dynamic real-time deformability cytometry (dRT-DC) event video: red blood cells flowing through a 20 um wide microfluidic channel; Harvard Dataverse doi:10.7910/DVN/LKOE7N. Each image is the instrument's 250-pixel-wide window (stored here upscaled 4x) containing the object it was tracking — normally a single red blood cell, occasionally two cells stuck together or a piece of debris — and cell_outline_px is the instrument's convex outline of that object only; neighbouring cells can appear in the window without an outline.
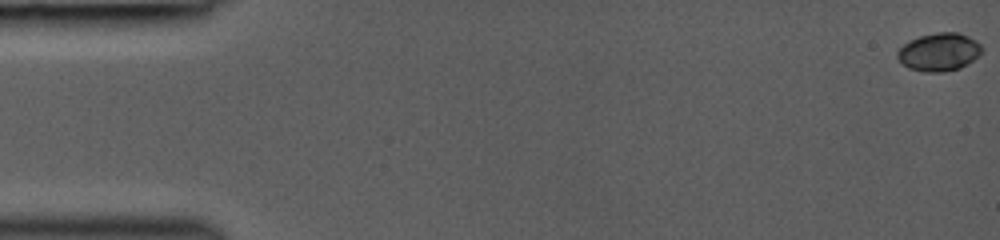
{"species": "common noctule bat (a hibernating species)", "species_latin": "Nyctalus noctula", "temperature_condition": "room temperature", "stored_images_in_passage": 37, "camera_frame_rate_fps": 3000, "um_per_image_px": 0.085, "animal": {"sex": "female", "body_mass_g": 19.0, "forearm_length_mm": 53.3}, "frame": {"image": 1, "passage_image": 1, "time_ms": 0.0, "image_size_px": [1000, 240], "cell_outline_px": [[984, 48], [972, 60], [960, 68], [940, 72], [924, 72], [908, 68], [896, 56], [896, 52], [908, 40], [920, 36], [936, 32], [956, 32], [968, 36], [976, 40]], "centroid_in_image_um": [79.8, 4.41], "position_along_channel_um": 5.2, "area_um2": 18.61}}
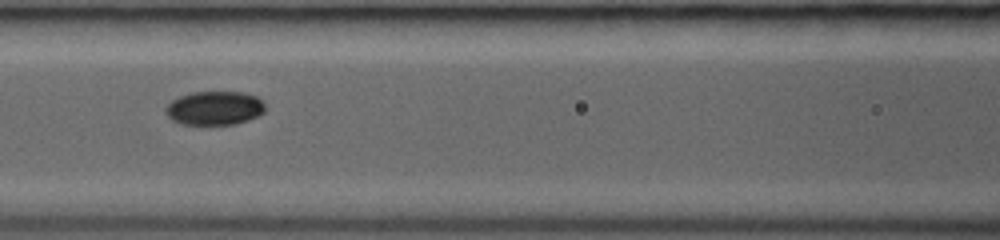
{"frame": {"image": 2, "passage_image": 28, "time_ms": 7.0, "image_size_px": [1000, 240], "cell_outline_px": [[264, 112], [260, 116], [236, 124], [180, 124], [172, 120], [164, 112], [164, 108], [172, 100], [180, 96], [192, 92], [244, 92], [256, 96], [264, 100]], "centroid_in_image_um": [18.25, 9.19], "position_along_channel_um": 148.4, "area_um2": 19.83}}
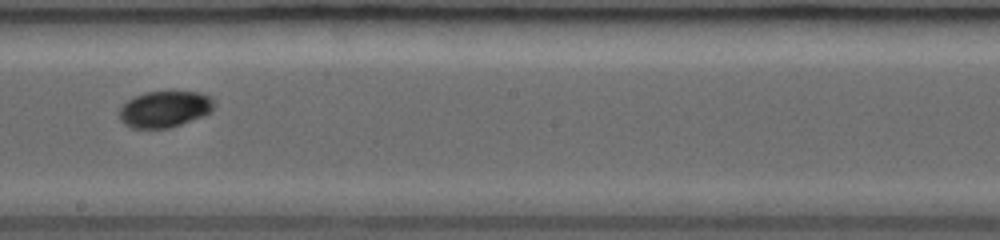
{"frame": {"image": 3, "passage_image": 36, "time_ms": 9.0, "image_size_px": [1000, 240], "cell_outline_px": [[216, 104], [212, 112], [204, 116], [168, 128], [132, 128], [124, 124], [120, 120], [120, 108], [128, 100], [144, 92], [200, 92], [208, 96]], "centroid_in_image_um": [14.02, 9.28], "position_along_channel_um": 234.2, "area_um2": 20.0}}